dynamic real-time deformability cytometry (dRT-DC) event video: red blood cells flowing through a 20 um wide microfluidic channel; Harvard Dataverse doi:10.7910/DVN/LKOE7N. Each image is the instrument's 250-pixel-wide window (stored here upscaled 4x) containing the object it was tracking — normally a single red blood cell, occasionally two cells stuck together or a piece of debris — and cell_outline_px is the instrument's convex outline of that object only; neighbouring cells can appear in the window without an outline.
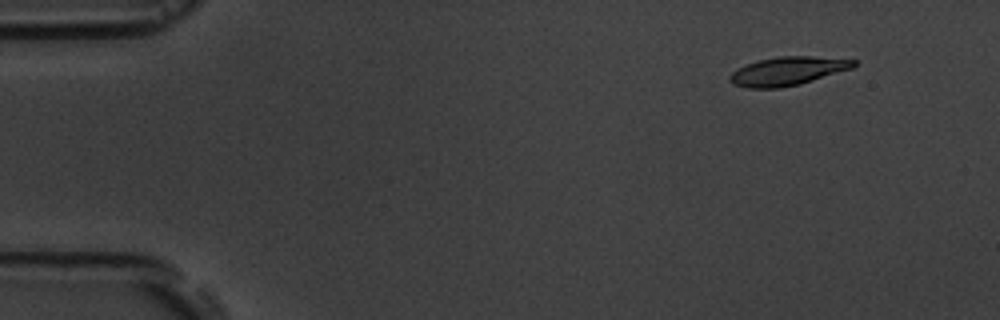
{"species": "common noctule bat (a hibernating species)", "species_latin": "Nyctalus noctula", "temperature_condition": "room temperature", "stored_images_in_passage": 5, "camera_frame_rate_fps": 3000, "um_per_image_px": 0.085, "animal": {"sex": "male", "body_mass_g": 19.5, "forearm_length_mm": 54.6}, "frame": {"image": 1, "passage_image": 2, "time_ms": 1.333, "image_size_px": [1000, 320], "cell_outline_px": [[856, 64], [852, 68], [800, 84], [780, 88], [748, 88], [736, 84], [728, 80], [728, 76], [736, 68], [760, 60], [780, 56], [812, 56], [856, 60]], "centroid_in_image_um": [66.93, 6.04], "position_along_channel_um": 18.1, "area_um2": 20.4}}
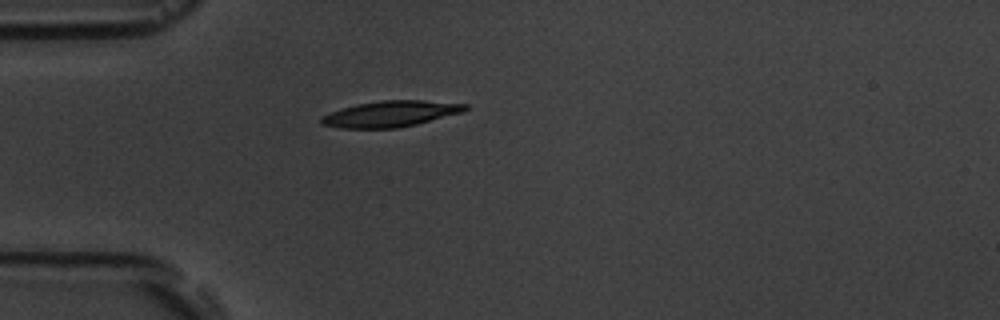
{"frame": {"image": 2, "passage_image": 5, "time_ms": 4.667, "image_size_px": [1000, 320], "cell_outline_px": [[468, 108], [464, 112], [416, 124], [396, 128], [340, 128], [320, 124], [320, 116], [356, 104], [380, 100], [420, 100], [468, 104]], "centroid_in_image_um": [33.2, 9.67], "position_along_channel_um": 51.8, "area_um2": 21.73}}